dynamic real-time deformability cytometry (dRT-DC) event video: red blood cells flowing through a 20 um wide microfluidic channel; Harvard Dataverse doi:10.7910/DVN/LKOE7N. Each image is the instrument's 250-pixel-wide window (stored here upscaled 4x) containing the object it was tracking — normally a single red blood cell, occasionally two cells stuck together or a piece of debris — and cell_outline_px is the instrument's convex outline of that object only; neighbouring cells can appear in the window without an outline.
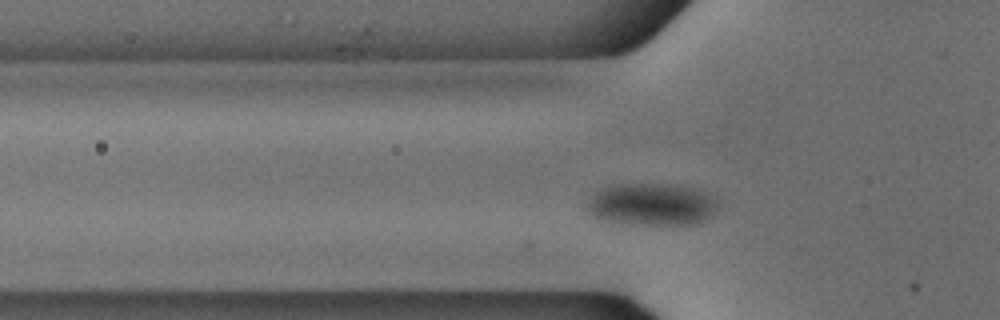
{"species": "common noctule bat (a hibernating species)", "species_latin": "Nyctalus noctula", "temperature_condition": "cold", "stored_images_in_passage": 46, "camera_frame_rate_fps": 3000, "um_per_image_px": 0.085, "animal": {"sex": "male", "body_mass_g": 18.8}, "frame": {"image": 1, "passage_image": 9, "time_ms": 2.667, "image_size_px": [1000, 320], "cell_outline_px": [[716, 208], [708, 216], [692, 224], [648, 224], [608, 220], [592, 216], [588, 212], [588, 200], [600, 188], [616, 184], [668, 184], [692, 188], [716, 200]], "centroid_in_image_um": [55.32, 17.35], "position_along_channel_um": 70.5, "area_um2": 31.1}}
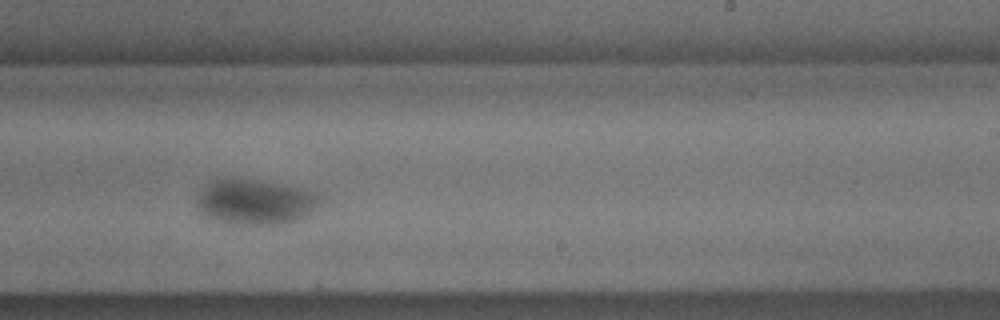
{"frame": {"image": 2, "passage_image": 25, "time_ms": 8.0, "image_size_px": [1000, 320], "cell_outline_px": [[316, 204], [308, 216], [296, 220], [272, 224], [248, 224], [208, 220], [200, 212], [196, 204], [196, 200], [200, 192], [216, 180], [260, 180], [284, 184], [300, 188], [316, 196]], "centroid_in_image_um": [21.61, 17.19], "position_along_channel_um": 267.4, "area_um2": 31.39}}
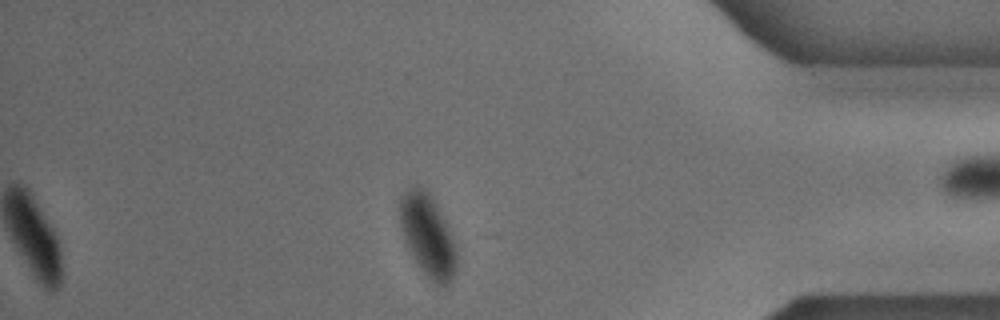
{"frame": {"image": 3, "passage_image": 38, "time_ms": 12.333, "image_size_px": [1000, 320], "cell_outline_px": [[456, 268], [448, 284], [444, 288], [440, 288], [416, 264], [404, 240], [400, 224], [400, 196], [408, 188], [416, 184], [424, 188], [432, 196], [448, 228], [456, 248]], "centroid_in_image_um": [36.33, 20.01], "position_along_channel_um": 398.9, "area_um2": 26.99}}